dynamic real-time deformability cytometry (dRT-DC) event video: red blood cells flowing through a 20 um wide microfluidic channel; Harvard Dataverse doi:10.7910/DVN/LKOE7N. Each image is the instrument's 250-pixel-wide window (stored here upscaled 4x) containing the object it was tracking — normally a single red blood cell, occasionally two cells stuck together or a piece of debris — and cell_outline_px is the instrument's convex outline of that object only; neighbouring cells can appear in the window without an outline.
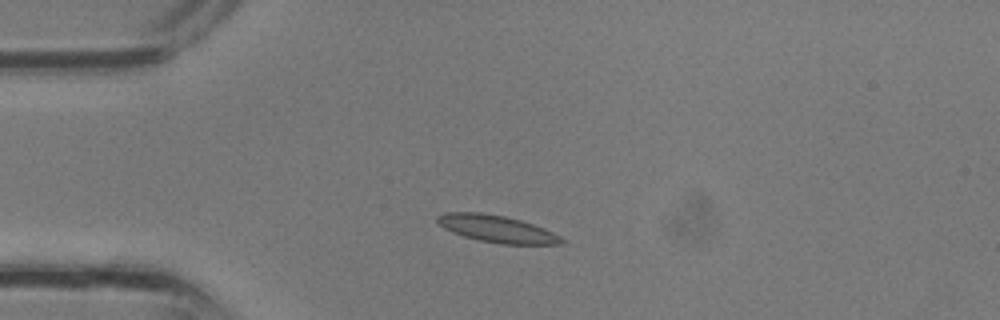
{"species": "common noctule bat (a hibernating species)", "species_latin": "Nyctalus noctula", "temperature_condition": "room temperature", "stored_images_in_passage": 27, "camera_frame_rate_fps": 3000, "um_per_image_px": 0.085, "animal": {"sex": "male", "body_mass_g": 13.3}, "frame": {"image": 1, "passage_image": 1, "time_ms": 0.0, "image_size_px": [1000, 320], "cell_outline_px": [[568, 240], [560, 244], [500, 244], [480, 240], [464, 236], [452, 232], [444, 228], [436, 220], [436, 216], [444, 212], [480, 212], [504, 216], [520, 220], [544, 228]], "centroid_in_image_um": [42.23, 19.45], "position_along_channel_um": 42.8, "area_um2": 19.54}}
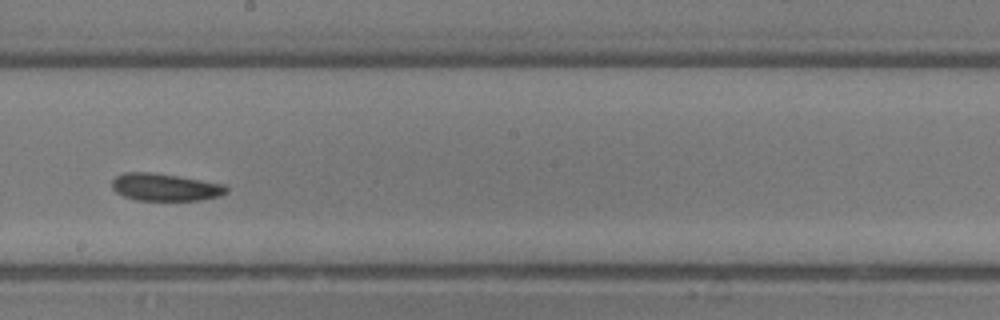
{"frame": {"image": 2, "passage_image": 12, "time_ms": 3.667, "image_size_px": [1000, 320], "cell_outline_px": [[228, 192], [220, 196], [200, 200], [136, 200], [124, 196], [116, 192], [112, 188], [112, 180], [116, 176], [124, 172], [148, 172], [176, 176], [224, 184], [228, 188]], "centroid_in_image_um": [14.03, 15.91], "position_along_channel_um": 234.2, "area_um2": 18.15}}
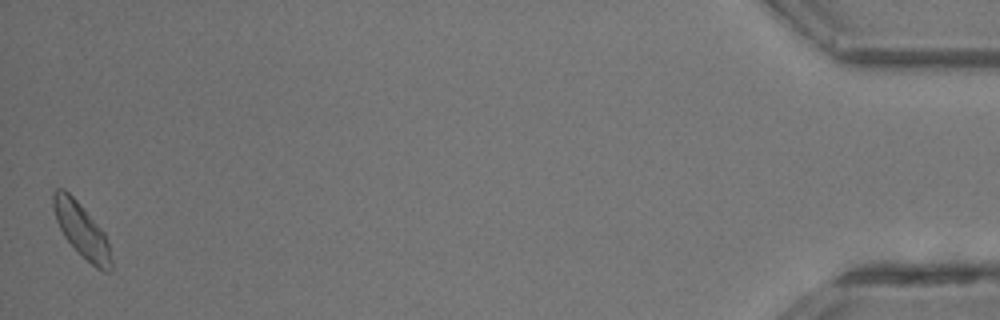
{"frame": {"image": 3, "passage_image": 27, "time_ms": 8.667, "image_size_px": [1000, 320], "cell_outline_px": [[112, 268], [108, 272], [104, 272], [96, 268], [64, 236], [56, 220], [52, 208], [52, 192], [56, 188], [64, 188], [80, 204], [104, 232], [108, 244], [112, 260]], "centroid_in_image_um": [6.92, 19.53], "position_along_channel_um": 428.3, "area_um2": 17.92}}